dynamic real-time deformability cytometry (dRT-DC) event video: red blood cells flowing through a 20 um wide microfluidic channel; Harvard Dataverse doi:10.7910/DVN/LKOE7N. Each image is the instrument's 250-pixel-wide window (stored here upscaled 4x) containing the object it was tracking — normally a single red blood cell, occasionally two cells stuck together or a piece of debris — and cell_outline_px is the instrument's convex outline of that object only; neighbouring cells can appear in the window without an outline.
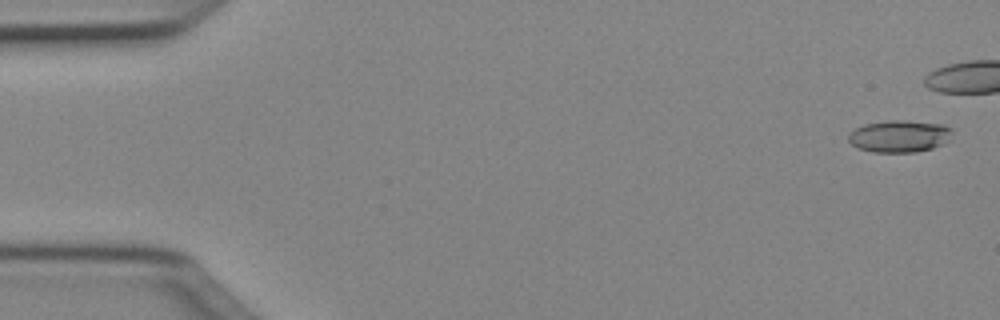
{"species": "Egyptian fruit bat (a non-hibernating species)", "species_latin": "Rousettus aegyptiacus", "temperature_condition": "cold", "stored_images_in_passage": 40, "camera_frame_rate_fps": 3000, "um_per_image_px": 0.085, "animal": {"sex": "female"}, "frame": {"image": 1, "passage_image": 2, "time_ms": 0.333, "image_size_px": [1000, 320], "cell_outline_px": [[952, 132], [940, 144], [932, 148], [916, 152], [872, 152], [860, 148], [852, 144], [848, 140], [848, 136], [856, 128], [864, 124], [892, 120], [904, 120], [944, 124], [952, 128]], "centroid_in_image_um": [76.43, 11.57], "position_along_channel_um": 8.6, "area_um2": 19.07}}
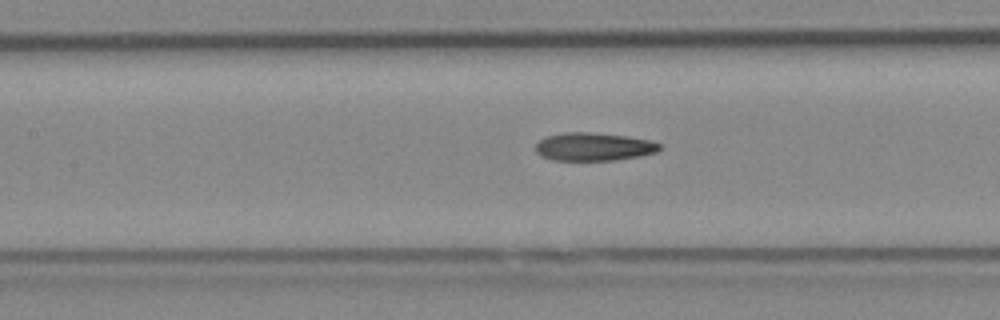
{"frame": {"image": 2, "passage_image": 23, "time_ms": 7.333, "image_size_px": [1000, 320], "cell_outline_px": [[660, 148], [656, 152], [640, 156], [616, 160], [552, 160], [540, 156], [536, 152], [536, 144], [540, 140], [548, 136], [564, 132], [592, 132], [628, 136], [648, 140], [660, 144]], "centroid_in_image_um": [50.44, 12.47], "position_along_channel_um": 157.0, "area_um2": 20.29}}
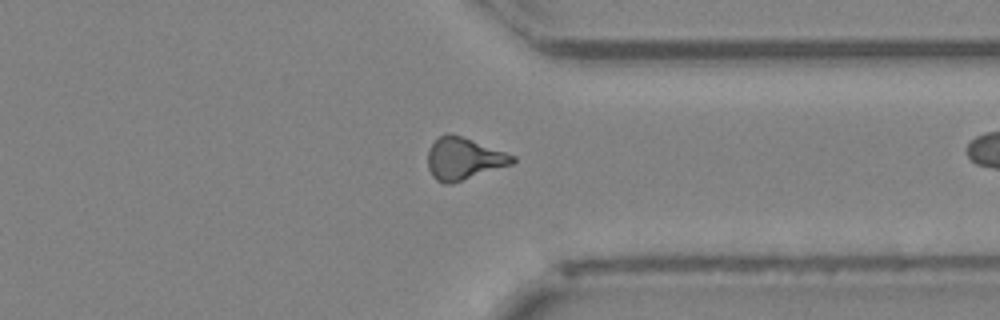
{"frame": {"image": 3, "passage_image": 39, "time_ms": 12.667, "image_size_px": [1000, 320], "cell_outline_px": [[516, 160], [512, 164], [452, 184], [444, 184], [436, 180], [432, 176], [428, 168], [428, 148], [444, 132], [448, 132], [472, 140], [516, 156]], "centroid_in_image_um": [39.39, 13.5], "position_along_channel_um": 372.0, "area_um2": 20.75}}